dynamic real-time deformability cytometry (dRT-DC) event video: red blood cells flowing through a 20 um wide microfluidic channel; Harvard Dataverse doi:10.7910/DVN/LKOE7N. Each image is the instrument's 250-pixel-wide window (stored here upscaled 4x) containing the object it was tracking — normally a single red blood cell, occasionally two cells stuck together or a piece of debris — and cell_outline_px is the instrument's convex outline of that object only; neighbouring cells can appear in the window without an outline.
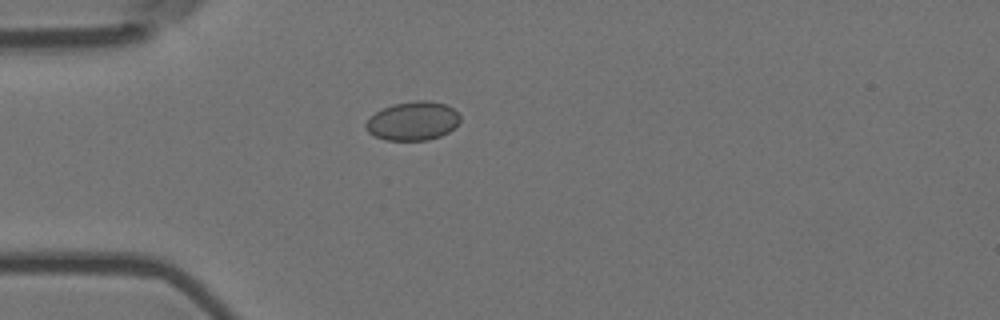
{"species": "Egyptian fruit bat (a non-hibernating species)", "species_latin": "Rousettus aegyptiacus", "temperature_condition": "room temperature", "stored_images_in_passage": 3, "camera_frame_rate_fps": 3000, "um_per_image_px": 0.085, "animal": {"sex": "female"}, "frame": {"image": 1, "passage_image": 2, "time_ms": 0.333, "image_size_px": [1000, 320], "cell_outline_px": [[460, 120], [448, 132], [440, 136], [428, 140], [384, 140], [368, 132], [364, 128], [364, 124], [376, 112], [392, 104], [416, 100], [428, 100], [444, 104], [460, 112]], "centroid_in_image_um": [35.09, 10.28], "position_along_channel_um": 49.9, "area_um2": 21.27}}